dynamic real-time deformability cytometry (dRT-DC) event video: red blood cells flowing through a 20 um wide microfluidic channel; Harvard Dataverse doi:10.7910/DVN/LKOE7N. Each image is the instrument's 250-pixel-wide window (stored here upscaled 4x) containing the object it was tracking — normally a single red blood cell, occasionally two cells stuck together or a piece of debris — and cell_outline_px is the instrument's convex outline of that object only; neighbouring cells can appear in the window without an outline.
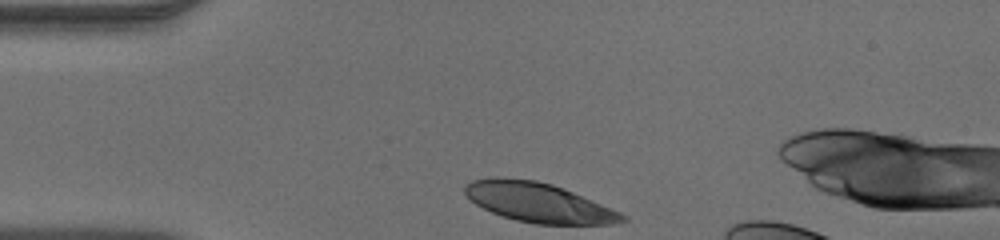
{"species": "human", "species_latin": "Homo sapiens", "temperature_condition": "warm", "stored_images_in_passage": 30, "camera_frame_rate_fps": 3000, "um_per_image_px": 0.085, "donor": {"sex": "male"}, "frame": {"image": 1, "passage_image": 1, "time_ms": 0.0, "image_size_px": [1000, 240], "cell_outline_px": [[628, 220], [612, 224], [536, 224], [516, 220], [492, 212], [476, 204], [464, 192], [464, 184], [472, 180], [496, 176], [536, 180], [552, 184], [612, 208], [628, 216]], "centroid_in_image_um": [45.77, 17.2], "position_along_channel_um": 39.2, "area_um2": 36.07}}
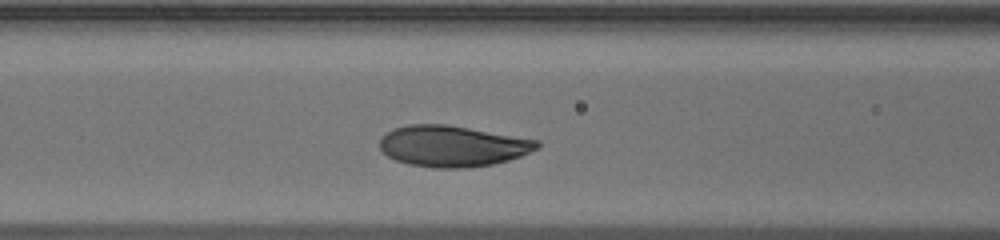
{"frame": {"image": 2, "passage_image": 10, "time_ms": 3.0, "image_size_px": [1000, 240], "cell_outline_px": [[540, 148], [520, 156], [508, 160], [492, 164], [464, 168], [432, 168], [408, 164], [396, 160], [388, 156], [380, 148], [380, 140], [392, 128], [408, 124], [444, 124], [540, 140]], "centroid_in_image_um": [38.47, 12.42], "position_along_channel_um": 128.1, "area_um2": 37.57}}
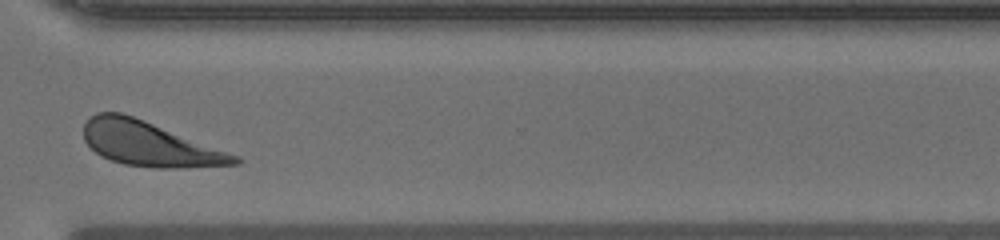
{"frame": {"image": 3, "passage_image": 27, "time_ms": 8.667, "image_size_px": [1000, 240], "cell_outline_px": [[244, 160], [240, 164], [180, 168], [152, 168], [124, 164], [100, 156], [84, 140], [84, 124], [96, 112], [120, 112], [144, 120], [240, 156]], "centroid_in_image_um": [12.73, 12.24], "position_along_channel_um": 357.9, "area_um2": 39.02}}